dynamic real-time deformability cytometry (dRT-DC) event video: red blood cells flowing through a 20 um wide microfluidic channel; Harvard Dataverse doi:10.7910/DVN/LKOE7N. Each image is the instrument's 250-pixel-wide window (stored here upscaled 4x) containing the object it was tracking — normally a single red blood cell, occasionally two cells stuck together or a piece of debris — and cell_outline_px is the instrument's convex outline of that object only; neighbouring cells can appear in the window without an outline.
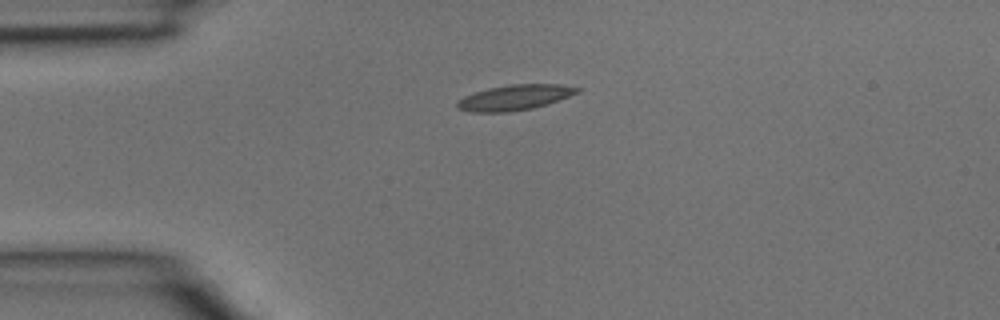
{"species": "common noctule bat (a hibernating species)", "species_latin": "Nyctalus noctula", "temperature_condition": "room temperature", "stored_images_in_passage": 5, "segment_of_instrument_passage": [2, 2], "camera_frame_rate_fps": 3000, "um_per_image_px": 0.085, "animal": {"sex": "male", "body_mass_g": 15.6}, "frame": {"image": 1, "passage_image": 5, "time_ms": 1.333, "image_size_px": [1000, 320], "cell_outline_px": [[580, 92], [548, 104], [532, 108], [508, 112], [472, 112], [456, 108], [456, 104], [464, 96], [488, 88], [512, 84], [560, 84], [580, 88]], "centroid_in_image_um": [43.77, 8.29], "position_along_channel_um": 41.2, "area_um2": 17.63}}